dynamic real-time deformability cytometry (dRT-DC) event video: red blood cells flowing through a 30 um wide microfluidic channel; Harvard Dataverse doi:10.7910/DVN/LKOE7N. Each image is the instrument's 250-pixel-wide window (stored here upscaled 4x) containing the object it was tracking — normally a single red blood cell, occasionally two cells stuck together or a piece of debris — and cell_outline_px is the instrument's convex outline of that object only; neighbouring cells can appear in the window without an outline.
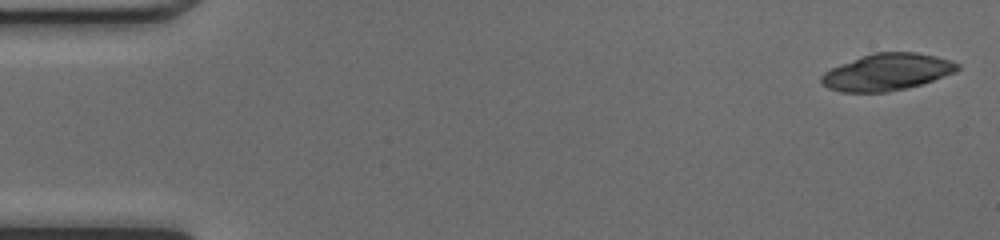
{"species": "common noctule bat (a hibernating species)", "species_latin": "Nyctalus noctula", "temperature_condition": "cold", "stored_images_in_passage": 48, "camera_frame_rate_fps": 3000, "um_per_image_px": 0.085, "animal": {"sex": "female", "body_mass_g": 17.0, "forearm_length_mm": 48.0}, "frame": {"image": 1, "passage_image": 1, "time_ms": 0.0, "image_size_px": [1000, 240], "cell_outline_px": [[960, 68], [956, 72], [920, 84], [888, 92], [840, 92], [828, 88], [820, 80], [820, 76], [828, 68], [876, 52], [916, 52], [936, 56], [952, 60], [960, 64]], "centroid_in_image_um": [75.39, 6.12], "position_along_channel_um": 9.6, "area_um2": 29.13}}
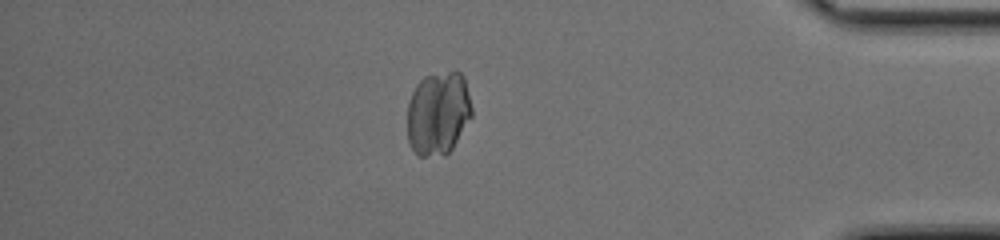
{"frame": {"image": 2, "passage_image": 41, "time_ms": 13.333, "image_size_px": [1000, 240], "cell_outline_px": [[472, 116], [452, 148], [444, 156], [416, 156], [408, 140], [408, 104], [412, 92], [416, 84], [424, 76], [448, 72], [460, 72], [464, 76], [472, 108]], "centroid_in_image_um": [37.24, 9.64], "position_along_channel_um": 398.0, "area_um2": 31.44}}
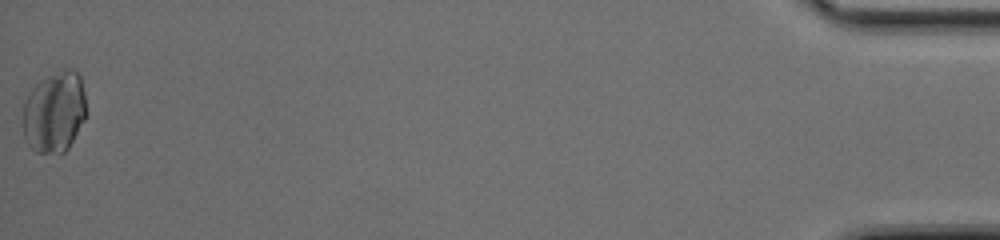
{"frame": {"image": 3, "passage_image": 48, "time_ms": 15.667, "image_size_px": [1000, 240], "cell_outline_px": [[84, 120], [68, 148], [64, 152], [36, 152], [24, 140], [24, 104], [32, 88], [40, 80], [68, 68], [76, 72], [80, 76], [84, 92]], "centroid_in_image_um": [4.61, 9.53], "position_along_channel_um": 430.6, "area_um2": 29.25}}